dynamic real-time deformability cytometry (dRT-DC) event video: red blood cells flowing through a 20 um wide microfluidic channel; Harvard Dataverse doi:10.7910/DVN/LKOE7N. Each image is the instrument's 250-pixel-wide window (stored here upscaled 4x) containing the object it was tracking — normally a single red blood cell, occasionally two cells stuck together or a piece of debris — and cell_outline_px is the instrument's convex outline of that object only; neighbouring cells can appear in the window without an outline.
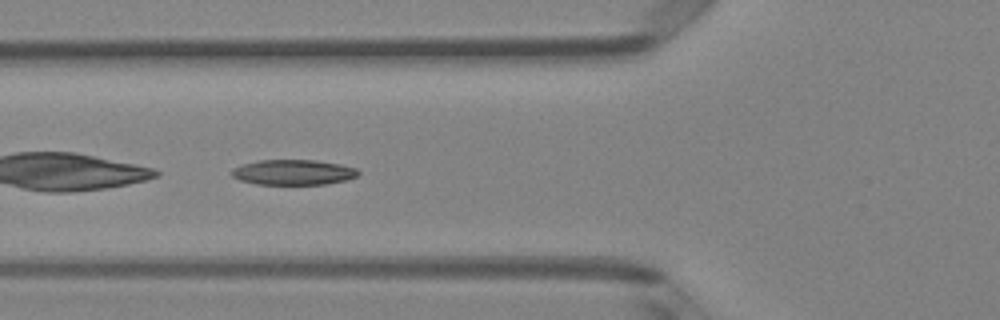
{"species": "Egyptian fruit bat (a non-hibernating species)", "species_latin": "Rousettus aegyptiacus", "temperature_condition": "room temperature", "stored_images_in_passage": 50, "camera_frame_rate_fps": 3000, "um_per_image_px": 0.085, "animal": {"sex": "female"}, "frame": {"image": 1, "passage_image": 19, "time_ms": 6.0, "image_size_px": [1000, 320], "cell_outline_px": [[360, 172], [356, 176], [348, 180], [324, 184], [256, 184], [240, 180], [232, 176], [232, 168], [244, 164], [260, 160], [316, 160], [340, 164], [356, 168]], "centroid_in_image_um": [24.95, 14.64], "position_along_channel_um": 100.9, "area_um2": 18.55}}
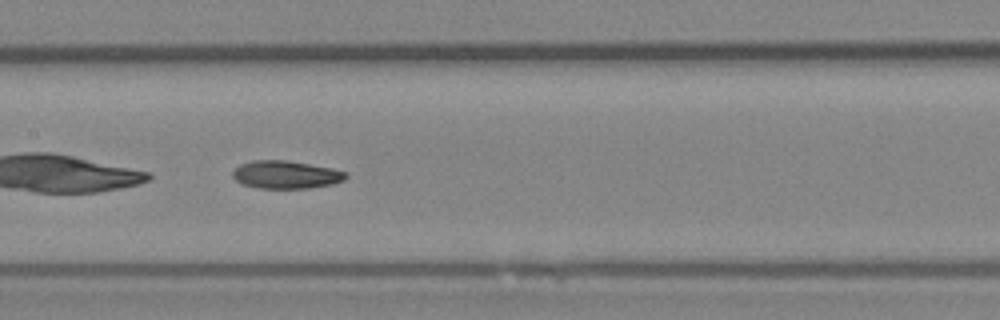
{"frame": {"image": 2, "passage_image": 25, "time_ms": 8.0, "image_size_px": [1000, 320], "cell_outline_px": [[348, 176], [344, 180], [332, 184], [308, 188], [256, 188], [244, 184], [236, 180], [232, 176], [232, 172], [240, 164], [252, 160], [288, 160], [332, 168], [348, 172]], "centroid_in_image_um": [24.32, 14.84], "position_along_channel_um": 183.1, "area_um2": 18.44}}
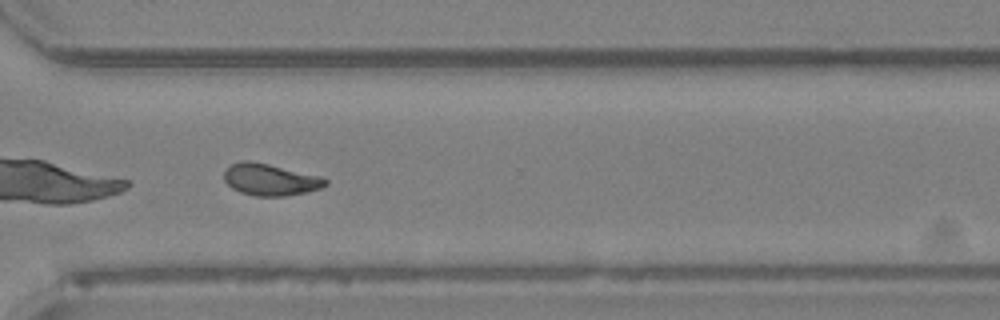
{"frame": {"image": 3, "passage_image": 37, "time_ms": 12.0, "image_size_px": [1000, 320], "cell_outline_px": [[328, 184], [320, 188], [308, 192], [284, 196], [256, 196], [240, 192], [232, 188], [224, 180], [224, 168], [232, 164], [244, 160], [248, 160], [268, 164], [320, 176], [328, 180]], "centroid_in_image_um": [22.96, 15.27], "position_along_channel_um": 347.6, "area_um2": 18.73}, "authors_computed_cell_mechanics": {"area_um2": 18.9006, "velocity_mm_per_s": 4.1199, "shape_relaxation_time_tau1_ms": 3.9567, "shape_relaxation_time_tau2_ms": 2.7261, "deformation_change_tau1": 0.1589, "deformation_change_tau2": 0.0879}}